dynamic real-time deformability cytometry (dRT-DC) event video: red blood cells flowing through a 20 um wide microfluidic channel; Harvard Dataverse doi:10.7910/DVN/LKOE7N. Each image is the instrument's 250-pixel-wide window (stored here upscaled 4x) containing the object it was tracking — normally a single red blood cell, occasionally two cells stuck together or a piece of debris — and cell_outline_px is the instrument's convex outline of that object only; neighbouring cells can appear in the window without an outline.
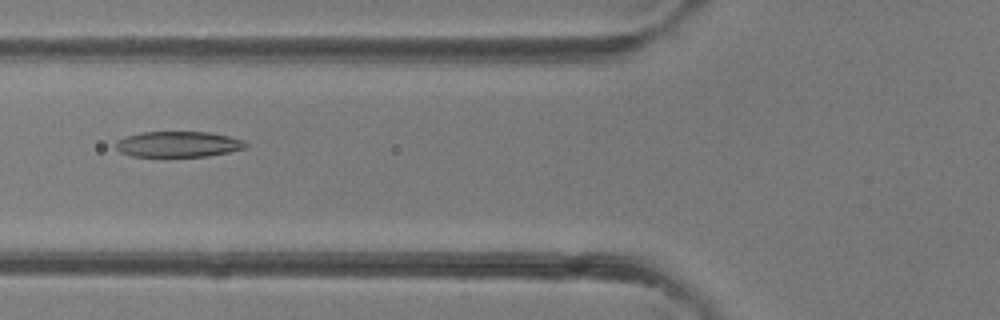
{"species": "common noctule bat (a hibernating species)", "species_latin": "Nyctalus noctula", "temperature_condition": "room temperature", "stored_images_in_passage": 32, "camera_frame_rate_fps": 3000, "um_per_image_px": 0.085, "animal": {"sex": "female"}, "frame": {"image": 1, "passage_image": 6, "time_ms": 1.667, "image_size_px": [1000, 320], "cell_outline_px": [[248, 144], [244, 148], [228, 152], [208, 156], [132, 156], [120, 152], [116, 148], [116, 140], [124, 136], [140, 132], [208, 132], [228, 136], [244, 140]], "centroid_in_image_um": [15.12, 12.25], "position_along_channel_um": 110.7, "area_um2": 19.42}}
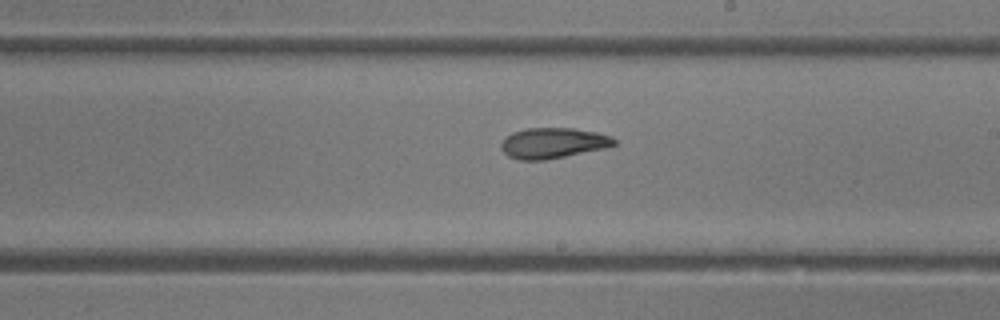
{"frame": {"image": 2, "passage_image": 14, "time_ms": 4.333, "image_size_px": [1000, 320], "cell_outline_px": [[616, 144], [604, 148], [544, 160], [520, 160], [508, 156], [500, 148], [500, 144], [504, 136], [512, 132], [524, 128], [572, 128], [596, 132], [612, 136], [616, 140]], "centroid_in_image_um": [46.96, 12.15], "position_along_channel_um": 242.0, "area_um2": 20.17}}
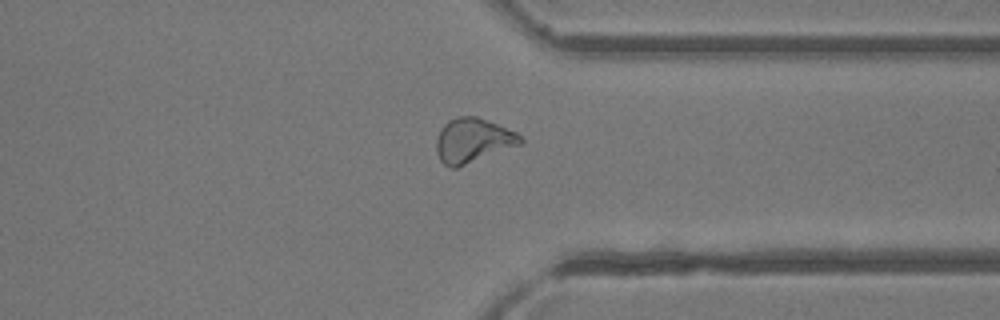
{"frame": {"image": 3, "passage_image": 22, "time_ms": 7.0, "image_size_px": [1000, 320], "cell_outline_px": [[524, 140], [520, 144], [456, 168], [452, 168], [444, 164], [440, 160], [436, 152], [436, 136], [440, 128], [448, 120], [456, 116], [476, 116], [488, 120], [516, 132]], "centroid_in_image_um": [40.14, 11.92], "position_along_channel_um": 371.3, "area_um2": 21.73}}